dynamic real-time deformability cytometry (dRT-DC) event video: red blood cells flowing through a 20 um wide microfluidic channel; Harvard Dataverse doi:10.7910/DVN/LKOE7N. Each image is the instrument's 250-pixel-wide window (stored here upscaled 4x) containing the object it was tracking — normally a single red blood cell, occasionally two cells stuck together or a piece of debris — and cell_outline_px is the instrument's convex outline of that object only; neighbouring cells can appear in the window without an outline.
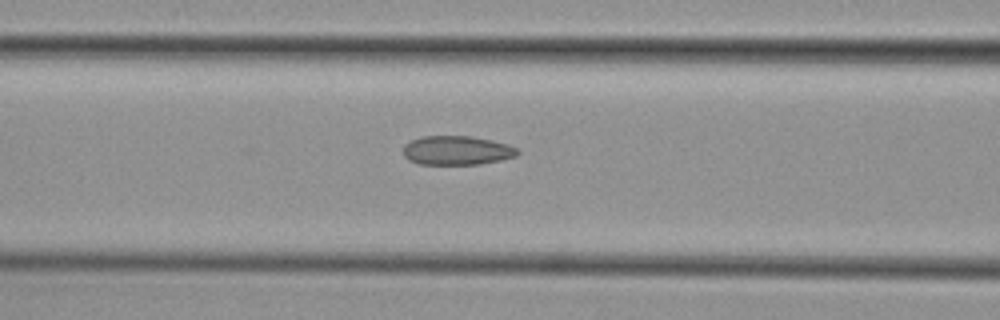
{"species": "common noctule bat (a hibernating species)", "species_latin": "Nyctalus noctula", "temperature_condition": "cold", "stored_images_in_passage": 18, "camera_frame_rate_fps": 3000, "um_per_image_px": 0.085, "animal": {"sex": "female", "body_mass_g": 29.2, "forearm_length_mm": 56.3}, "frame": {"image": 1, "passage_image": 16, "time_ms": 5.0, "image_size_px": [1000, 320], "cell_outline_px": [[520, 152], [516, 156], [500, 160], [480, 164], [420, 164], [408, 160], [404, 156], [404, 144], [420, 136], [472, 136], [492, 140], [508, 144], [516, 148]], "centroid_in_image_um": [38.83, 12.78], "position_along_channel_um": 127.8, "area_um2": 19.42}}